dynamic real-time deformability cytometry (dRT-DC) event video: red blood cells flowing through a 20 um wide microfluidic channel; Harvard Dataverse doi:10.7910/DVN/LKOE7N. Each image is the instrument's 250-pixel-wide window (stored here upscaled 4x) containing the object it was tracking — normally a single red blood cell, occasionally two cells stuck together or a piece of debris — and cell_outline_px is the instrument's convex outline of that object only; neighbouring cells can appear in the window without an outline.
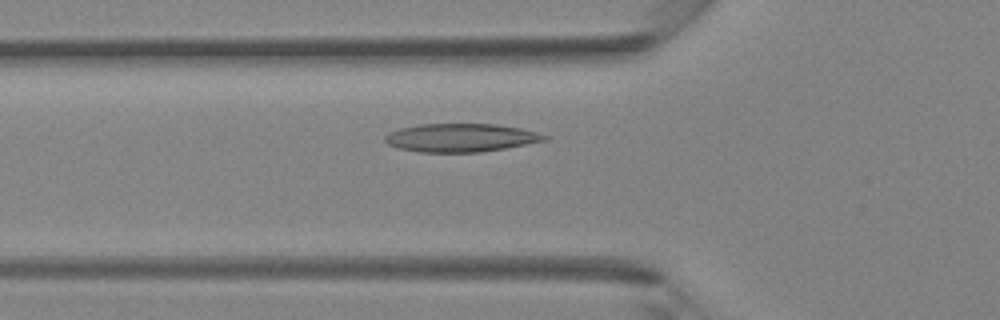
{"species": "Egyptian fruit bat (a non-hibernating species)", "species_latin": "Rousettus aegyptiacus", "temperature_condition": "room temperature", "stored_images_in_passage": 40, "camera_frame_rate_fps": 3000, "um_per_image_px": 0.085, "animal": {"sex": "female"}, "frame": {"image": 1, "passage_image": 13, "time_ms": 4.0, "image_size_px": [1000, 320], "cell_outline_px": [[552, 136], [548, 140], [504, 148], [480, 152], [420, 152], [396, 148], [388, 144], [384, 140], [384, 136], [388, 132], [400, 128], [420, 124], [496, 124], [520, 128]], "centroid_in_image_um": [39.16, 11.7], "position_along_channel_um": 86.6, "area_um2": 26.41}}
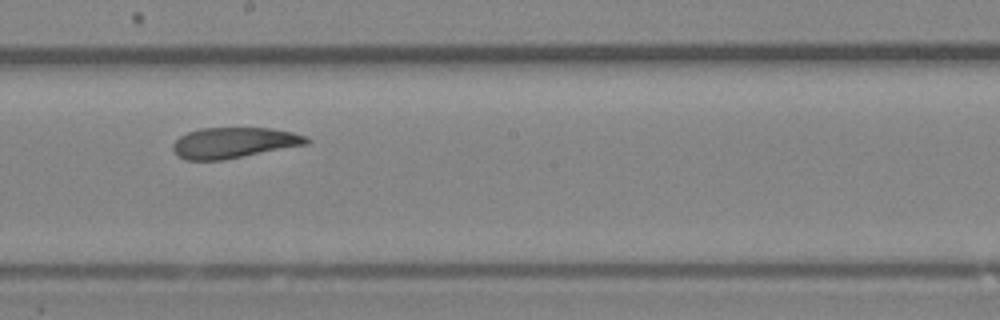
{"frame": {"image": 2, "passage_image": 22, "time_ms": 7.0, "image_size_px": [1000, 320], "cell_outline_px": [[312, 140], [308, 144], [224, 160], [184, 160], [176, 156], [172, 148], [172, 144], [180, 136], [188, 132], [200, 128], [272, 128], [292, 132], [304, 136]], "centroid_in_image_um": [19.86, 12.14], "position_along_channel_um": 228.3, "area_um2": 24.04}}
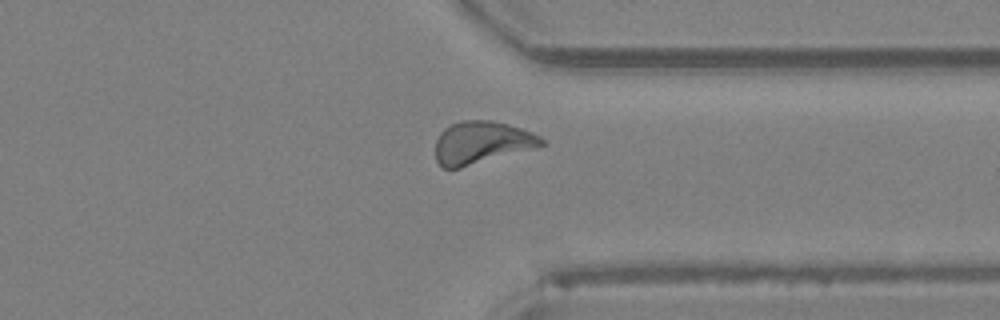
{"frame": {"image": 3, "passage_image": 31, "time_ms": 10.0, "image_size_px": [1000, 320], "cell_outline_px": [[544, 144], [536, 148], [460, 168], [440, 168], [436, 160], [436, 140], [440, 132], [444, 128], [460, 120], [492, 120], [508, 124], [532, 132], [540, 136], [544, 140]], "centroid_in_image_um": [40.92, 12.12], "position_along_channel_um": 370.5, "area_um2": 26.41}}